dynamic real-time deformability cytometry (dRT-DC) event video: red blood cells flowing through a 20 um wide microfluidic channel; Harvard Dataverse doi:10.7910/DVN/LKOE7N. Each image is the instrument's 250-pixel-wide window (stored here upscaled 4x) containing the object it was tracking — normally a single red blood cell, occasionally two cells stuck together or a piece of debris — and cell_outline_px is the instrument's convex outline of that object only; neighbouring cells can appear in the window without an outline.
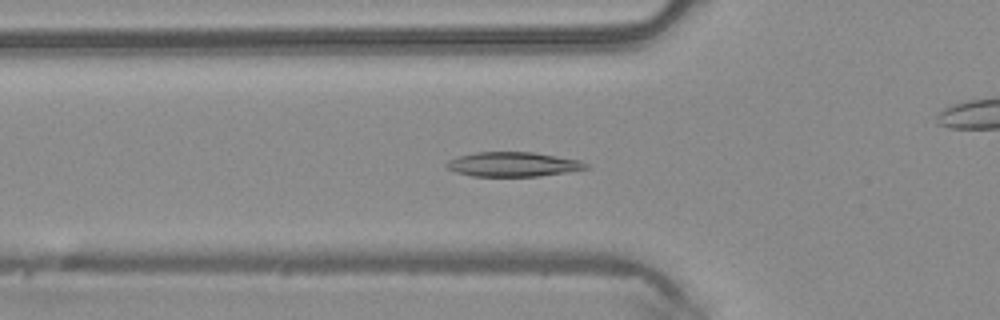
{"species": "common noctule bat (a hibernating species)", "species_latin": "Nyctalus noctula", "temperature_condition": "warm", "stored_images_in_passage": 50, "camera_frame_rate_fps": 3000, "um_per_image_px": 0.085, "animal": {"sex": "male", "body_mass_g": 20.4}, "frame": {"image": 1, "passage_image": 17, "time_ms": 5.333, "image_size_px": [1000, 320], "cell_outline_px": [[588, 168], [540, 176], [472, 176], [456, 172], [448, 168], [444, 164], [448, 160], [456, 156], [476, 152], [532, 152], [580, 160], [588, 164]], "centroid_in_image_um": [43.56, 13.96], "position_along_channel_um": 82.2, "area_um2": 19.83}}
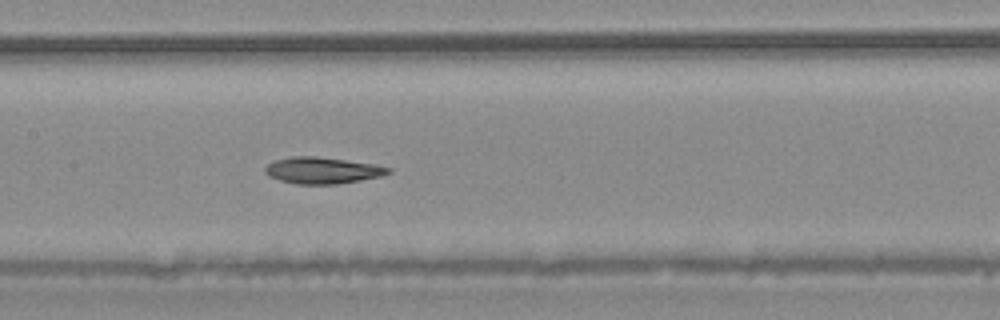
{"frame": {"image": 2, "passage_image": 24, "time_ms": 7.667, "image_size_px": [1000, 320], "cell_outline_px": [[392, 172], [380, 176], [360, 180], [336, 184], [296, 184], [280, 180], [268, 176], [264, 172], [264, 168], [268, 164], [276, 160], [292, 156], [316, 156], [376, 164], [392, 168]], "centroid_in_image_um": [27.41, 14.48], "position_along_channel_um": 180.0, "area_um2": 19.02}}
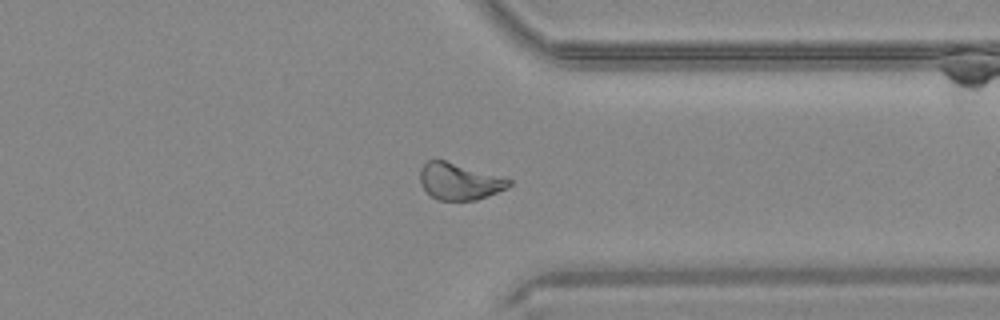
{"frame": {"image": 3, "passage_image": 38, "time_ms": 12.333, "image_size_px": [1000, 320], "cell_outline_px": [[512, 184], [508, 188], [488, 196], [476, 200], [436, 200], [420, 184], [420, 168], [428, 160], [444, 160], [512, 180]], "centroid_in_image_um": [39.04, 15.43], "position_along_channel_um": 372.4, "area_um2": 18.79}, "authors_computed_cell_mechanics": {"area_um2": 19.7387, "velocity_mm_per_s": 4.1565, "shape_relaxation_time_tau1_ms": 6.7098, "shape_relaxation_time_tau2_ms": null, "deformation_change_tau1": 0.1451, "deformation_change_tau2": null}}